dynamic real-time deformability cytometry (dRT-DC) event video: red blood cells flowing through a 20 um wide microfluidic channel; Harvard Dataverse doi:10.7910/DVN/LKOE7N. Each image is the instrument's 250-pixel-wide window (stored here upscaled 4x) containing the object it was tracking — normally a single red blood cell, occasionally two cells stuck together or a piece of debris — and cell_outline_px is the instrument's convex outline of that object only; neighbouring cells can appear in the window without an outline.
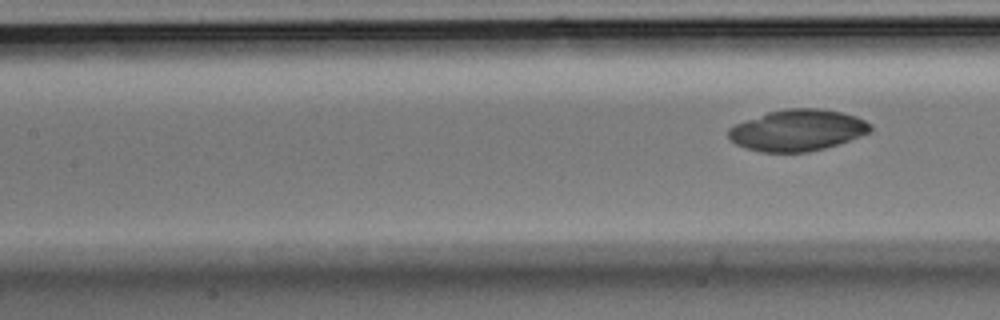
{"species": "Egyptian fruit bat (a non-hibernating species)", "species_latin": "Rousettus aegyptiacus", "temperature_condition": "room temperature", "stored_images_in_passage": 7, "segment_of_instrument_passage": [2, 2], "camera_frame_rate_fps": 3000, "um_per_image_px": 0.085, "animal": {"sex": "male"}, "frame": {"image": 1, "passage_image": 7, "time_ms": 2.0, "image_size_px": [1000, 320], "cell_outline_px": [[872, 132], [824, 148], [808, 152], [760, 152], [744, 148], [736, 144], [728, 136], [728, 128], [736, 124], [768, 112], [784, 108], [816, 108], [840, 112], [856, 116], [872, 124]], "centroid_in_image_um": [67.79, 11.07], "position_along_channel_um": 139.6, "area_um2": 34.1}}